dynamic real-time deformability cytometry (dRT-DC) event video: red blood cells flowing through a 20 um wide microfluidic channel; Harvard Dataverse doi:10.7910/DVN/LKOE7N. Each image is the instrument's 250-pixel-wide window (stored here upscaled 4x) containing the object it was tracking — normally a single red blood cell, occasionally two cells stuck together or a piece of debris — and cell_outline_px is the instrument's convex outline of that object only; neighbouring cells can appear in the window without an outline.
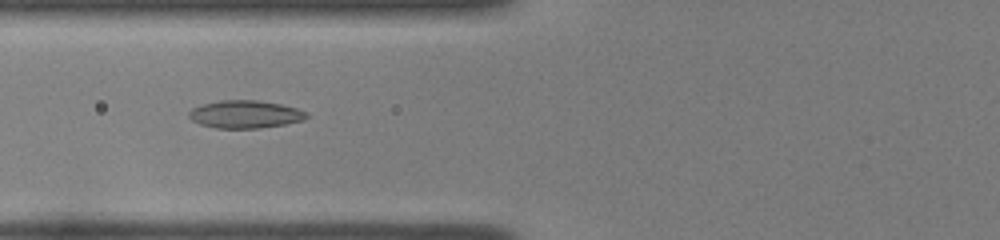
{"species": "common noctule bat (a hibernating species)", "species_latin": "Nyctalus noctula", "temperature_condition": "room temperature", "stored_images_in_passage": 40, "camera_frame_rate_fps": 3000, "um_per_image_px": 0.085, "animal": {"sex": "female", "body_mass_g": 22.0, "forearm_length_mm": 56.7}, "frame": {"image": 1, "passage_image": 11, "time_ms": 3.333, "image_size_px": [1000, 240], "cell_outline_px": [[308, 116], [304, 120], [284, 124], [260, 128], [216, 128], [200, 124], [192, 120], [188, 116], [188, 112], [192, 108], [200, 104], [220, 100], [256, 100], [280, 104], [296, 108], [308, 112]], "centroid_in_image_um": [20.82, 9.71], "position_along_channel_um": 105.0, "area_um2": 19.07}}
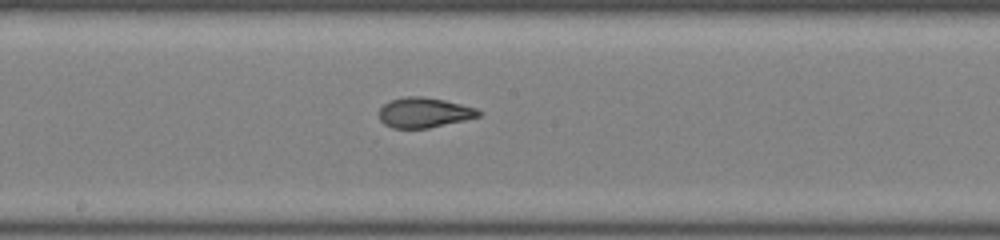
{"frame": {"image": 2, "passage_image": 19, "time_ms": 6.0, "image_size_px": [1000, 240], "cell_outline_px": [[480, 116], [464, 120], [428, 128], [392, 128], [384, 124], [380, 120], [380, 108], [388, 100], [404, 96], [420, 96], [444, 100], [476, 108], [480, 112]], "centroid_in_image_um": [36.01, 9.56], "position_along_channel_um": 212.2, "area_um2": 17.34}}
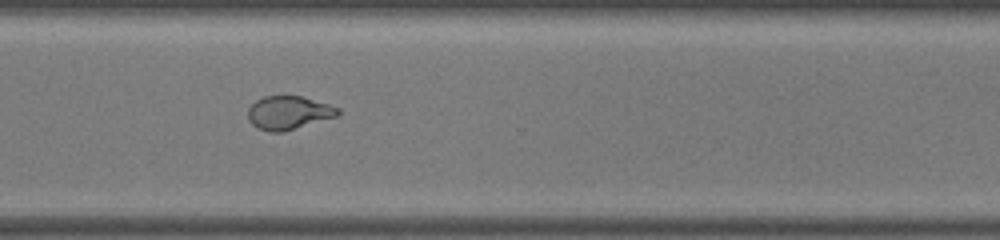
{"frame": {"image": 3, "passage_image": 29, "time_ms": 9.333, "image_size_px": [1000, 240], "cell_outline_px": [[340, 112], [336, 116], [284, 132], [268, 132], [256, 128], [248, 120], [248, 108], [256, 100], [264, 96], [300, 96], [328, 104], [340, 108]], "centroid_in_image_um": [24.49, 9.59], "position_along_channel_um": 346.1, "area_um2": 17.51}, "authors_computed_cell_mechanics": {"area_um2": 18.1203, "velocity_mm_per_s": 4.0193, "shape_relaxation_time_tau1_ms": null, "shape_relaxation_time_tau2_ms": 0.9275, "deformation_change_tau1": null, "deformation_change_tau2": 0.0645}}